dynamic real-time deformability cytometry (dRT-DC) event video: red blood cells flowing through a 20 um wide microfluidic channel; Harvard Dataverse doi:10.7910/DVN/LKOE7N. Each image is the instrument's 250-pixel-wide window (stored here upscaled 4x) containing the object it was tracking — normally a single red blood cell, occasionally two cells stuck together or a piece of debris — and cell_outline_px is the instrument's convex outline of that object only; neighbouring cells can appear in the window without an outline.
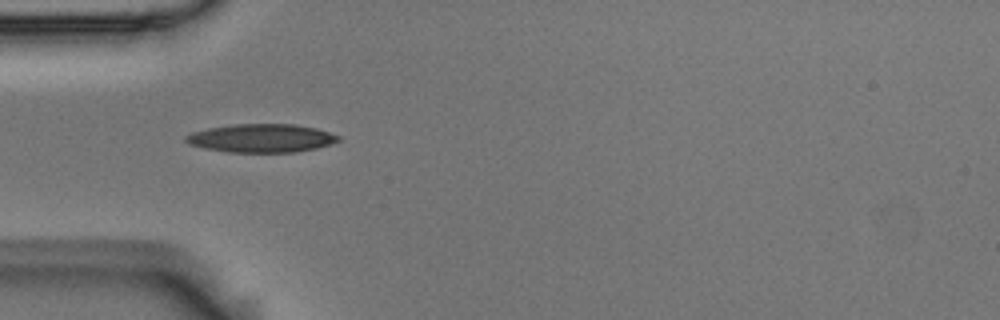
{"species": "Egyptian fruit bat (a non-hibernating species)", "species_latin": "Rousettus aegyptiacus", "temperature_condition": "room temperature", "stored_images_in_passage": 3, "camera_frame_rate_fps": 3000, "um_per_image_px": 0.085, "animal": {"sex": "male"}, "frame": {"image": 1, "passage_image": 2, "time_ms": 0.333, "image_size_px": [1000, 320], "cell_outline_px": [[340, 140], [332, 144], [316, 148], [296, 152], [228, 152], [204, 148], [188, 144], [184, 140], [184, 136], [192, 132], [208, 128], [236, 124], [296, 124], [316, 128], [340, 136]], "centroid_in_image_um": [22.21, 11.74], "position_along_channel_um": 62.8, "area_um2": 25.32}}
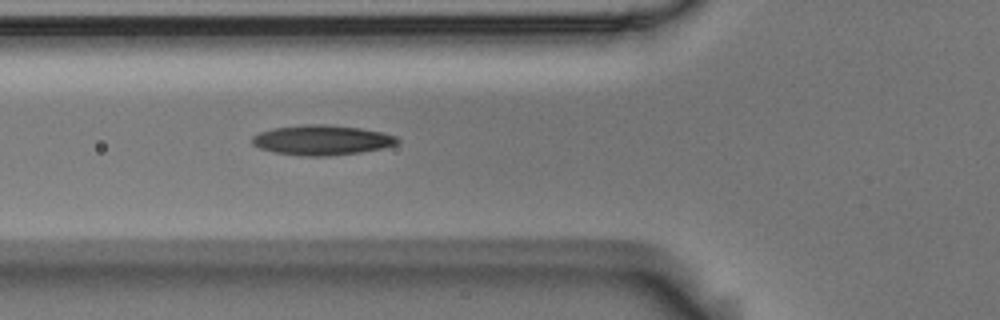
{"frame": {"image": 2, "passage_image": 3, "time_ms": 0.667, "image_size_px": [1000, 320], "cell_outline_px": [[400, 140], [396, 144], [384, 148], [360, 152], [328, 156], [300, 156], [276, 152], [260, 148], [252, 144], [252, 136], [260, 132], [272, 128], [304, 124], [324, 124], [360, 128], [380, 132], [396, 136]], "centroid_in_image_um": [27.34, 11.9], "position_along_channel_um": 98.5, "area_um2": 25.32}}